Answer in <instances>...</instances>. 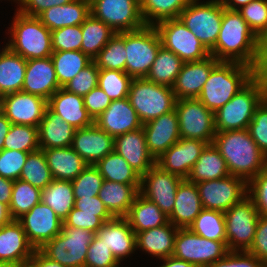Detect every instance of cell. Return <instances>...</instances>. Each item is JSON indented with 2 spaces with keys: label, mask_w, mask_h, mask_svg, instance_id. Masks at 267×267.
<instances>
[{
  "label": "cell",
  "mask_w": 267,
  "mask_h": 267,
  "mask_svg": "<svg viewBox=\"0 0 267 267\" xmlns=\"http://www.w3.org/2000/svg\"><path fill=\"white\" fill-rule=\"evenodd\" d=\"M267 59V31L258 37L257 58Z\"/></svg>",
  "instance_id": "cell-69"
},
{
  "label": "cell",
  "mask_w": 267,
  "mask_h": 267,
  "mask_svg": "<svg viewBox=\"0 0 267 267\" xmlns=\"http://www.w3.org/2000/svg\"><path fill=\"white\" fill-rule=\"evenodd\" d=\"M94 123L112 137L135 131L143 126L128 98L112 101Z\"/></svg>",
  "instance_id": "cell-25"
},
{
  "label": "cell",
  "mask_w": 267,
  "mask_h": 267,
  "mask_svg": "<svg viewBox=\"0 0 267 267\" xmlns=\"http://www.w3.org/2000/svg\"><path fill=\"white\" fill-rule=\"evenodd\" d=\"M38 267H65L60 263L52 261L44 256L39 250H35L31 258Z\"/></svg>",
  "instance_id": "cell-66"
},
{
  "label": "cell",
  "mask_w": 267,
  "mask_h": 267,
  "mask_svg": "<svg viewBox=\"0 0 267 267\" xmlns=\"http://www.w3.org/2000/svg\"><path fill=\"white\" fill-rule=\"evenodd\" d=\"M99 68L92 61L82 69L70 82L63 88L68 92L84 97L92 89L98 86Z\"/></svg>",
  "instance_id": "cell-53"
},
{
  "label": "cell",
  "mask_w": 267,
  "mask_h": 267,
  "mask_svg": "<svg viewBox=\"0 0 267 267\" xmlns=\"http://www.w3.org/2000/svg\"><path fill=\"white\" fill-rule=\"evenodd\" d=\"M155 28L162 46L175 53L184 63L203 60L210 56L202 42L179 18L161 21Z\"/></svg>",
  "instance_id": "cell-13"
},
{
  "label": "cell",
  "mask_w": 267,
  "mask_h": 267,
  "mask_svg": "<svg viewBox=\"0 0 267 267\" xmlns=\"http://www.w3.org/2000/svg\"><path fill=\"white\" fill-rule=\"evenodd\" d=\"M16 267H38V266L32 259H29L16 264Z\"/></svg>",
  "instance_id": "cell-72"
},
{
  "label": "cell",
  "mask_w": 267,
  "mask_h": 267,
  "mask_svg": "<svg viewBox=\"0 0 267 267\" xmlns=\"http://www.w3.org/2000/svg\"><path fill=\"white\" fill-rule=\"evenodd\" d=\"M81 51L94 60L116 34L107 24L90 14L81 24Z\"/></svg>",
  "instance_id": "cell-38"
},
{
  "label": "cell",
  "mask_w": 267,
  "mask_h": 267,
  "mask_svg": "<svg viewBox=\"0 0 267 267\" xmlns=\"http://www.w3.org/2000/svg\"><path fill=\"white\" fill-rule=\"evenodd\" d=\"M84 106L88 115L95 121L111 104L112 100L99 87L96 86L84 97Z\"/></svg>",
  "instance_id": "cell-60"
},
{
  "label": "cell",
  "mask_w": 267,
  "mask_h": 267,
  "mask_svg": "<svg viewBox=\"0 0 267 267\" xmlns=\"http://www.w3.org/2000/svg\"><path fill=\"white\" fill-rule=\"evenodd\" d=\"M126 50L124 32L116 33L93 60L99 69L125 72Z\"/></svg>",
  "instance_id": "cell-47"
},
{
  "label": "cell",
  "mask_w": 267,
  "mask_h": 267,
  "mask_svg": "<svg viewBox=\"0 0 267 267\" xmlns=\"http://www.w3.org/2000/svg\"><path fill=\"white\" fill-rule=\"evenodd\" d=\"M90 12L116 33L134 31L146 25L139 0H90Z\"/></svg>",
  "instance_id": "cell-14"
},
{
  "label": "cell",
  "mask_w": 267,
  "mask_h": 267,
  "mask_svg": "<svg viewBox=\"0 0 267 267\" xmlns=\"http://www.w3.org/2000/svg\"><path fill=\"white\" fill-rule=\"evenodd\" d=\"M114 151L121 155L140 176L156 164V160L148 151L142 127L114 137Z\"/></svg>",
  "instance_id": "cell-24"
},
{
  "label": "cell",
  "mask_w": 267,
  "mask_h": 267,
  "mask_svg": "<svg viewBox=\"0 0 267 267\" xmlns=\"http://www.w3.org/2000/svg\"><path fill=\"white\" fill-rule=\"evenodd\" d=\"M162 261H164L163 265H161L160 267H197L193 264H191L190 262H186L184 260H180L175 258L174 256H170L167 258H162Z\"/></svg>",
  "instance_id": "cell-68"
},
{
  "label": "cell",
  "mask_w": 267,
  "mask_h": 267,
  "mask_svg": "<svg viewBox=\"0 0 267 267\" xmlns=\"http://www.w3.org/2000/svg\"><path fill=\"white\" fill-rule=\"evenodd\" d=\"M11 40L6 46L26 60L51 57V31L38 17L16 12L11 28Z\"/></svg>",
  "instance_id": "cell-4"
},
{
  "label": "cell",
  "mask_w": 267,
  "mask_h": 267,
  "mask_svg": "<svg viewBox=\"0 0 267 267\" xmlns=\"http://www.w3.org/2000/svg\"><path fill=\"white\" fill-rule=\"evenodd\" d=\"M238 12L257 37L267 31V0H254Z\"/></svg>",
  "instance_id": "cell-51"
},
{
  "label": "cell",
  "mask_w": 267,
  "mask_h": 267,
  "mask_svg": "<svg viewBox=\"0 0 267 267\" xmlns=\"http://www.w3.org/2000/svg\"><path fill=\"white\" fill-rule=\"evenodd\" d=\"M139 189L140 184H123L104 180L98 197L114 217H125Z\"/></svg>",
  "instance_id": "cell-34"
},
{
  "label": "cell",
  "mask_w": 267,
  "mask_h": 267,
  "mask_svg": "<svg viewBox=\"0 0 267 267\" xmlns=\"http://www.w3.org/2000/svg\"><path fill=\"white\" fill-rule=\"evenodd\" d=\"M247 129L253 141L267 157V101L263 100L256 108Z\"/></svg>",
  "instance_id": "cell-55"
},
{
  "label": "cell",
  "mask_w": 267,
  "mask_h": 267,
  "mask_svg": "<svg viewBox=\"0 0 267 267\" xmlns=\"http://www.w3.org/2000/svg\"><path fill=\"white\" fill-rule=\"evenodd\" d=\"M47 108V100L22 91L0 98V111L12 124L38 127Z\"/></svg>",
  "instance_id": "cell-18"
},
{
  "label": "cell",
  "mask_w": 267,
  "mask_h": 267,
  "mask_svg": "<svg viewBox=\"0 0 267 267\" xmlns=\"http://www.w3.org/2000/svg\"><path fill=\"white\" fill-rule=\"evenodd\" d=\"M206 145L198 139L180 138L156 160V165L166 172L187 179Z\"/></svg>",
  "instance_id": "cell-19"
},
{
  "label": "cell",
  "mask_w": 267,
  "mask_h": 267,
  "mask_svg": "<svg viewBox=\"0 0 267 267\" xmlns=\"http://www.w3.org/2000/svg\"><path fill=\"white\" fill-rule=\"evenodd\" d=\"M253 78V68L238 62L220 61L210 72L198 100L215 113Z\"/></svg>",
  "instance_id": "cell-3"
},
{
  "label": "cell",
  "mask_w": 267,
  "mask_h": 267,
  "mask_svg": "<svg viewBox=\"0 0 267 267\" xmlns=\"http://www.w3.org/2000/svg\"><path fill=\"white\" fill-rule=\"evenodd\" d=\"M51 42L53 51H81V25L66 26L51 31Z\"/></svg>",
  "instance_id": "cell-52"
},
{
  "label": "cell",
  "mask_w": 267,
  "mask_h": 267,
  "mask_svg": "<svg viewBox=\"0 0 267 267\" xmlns=\"http://www.w3.org/2000/svg\"><path fill=\"white\" fill-rule=\"evenodd\" d=\"M230 175L226 161L213 143L207 144L194 164L187 180L198 183L216 180Z\"/></svg>",
  "instance_id": "cell-37"
},
{
  "label": "cell",
  "mask_w": 267,
  "mask_h": 267,
  "mask_svg": "<svg viewBox=\"0 0 267 267\" xmlns=\"http://www.w3.org/2000/svg\"><path fill=\"white\" fill-rule=\"evenodd\" d=\"M12 123L0 111V152L4 149L5 137L7 136Z\"/></svg>",
  "instance_id": "cell-67"
},
{
  "label": "cell",
  "mask_w": 267,
  "mask_h": 267,
  "mask_svg": "<svg viewBox=\"0 0 267 267\" xmlns=\"http://www.w3.org/2000/svg\"><path fill=\"white\" fill-rule=\"evenodd\" d=\"M95 233L62 225L61 232L38 249L48 259L65 267H84L88 247Z\"/></svg>",
  "instance_id": "cell-8"
},
{
  "label": "cell",
  "mask_w": 267,
  "mask_h": 267,
  "mask_svg": "<svg viewBox=\"0 0 267 267\" xmlns=\"http://www.w3.org/2000/svg\"><path fill=\"white\" fill-rule=\"evenodd\" d=\"M71 147L88 165H95L114 151V137L93 123L76 129Z\"/></svg>",
  "instance_id": "cell-22"
},
{
  "label": "cell",
  "mask_w": 267,
  "mask_h": 267,
  "mask_svg": "<svg viewBox=\"0 0 267 267\" xmlns=\"http://www.w3.org/2000/svg\"><path fill=\"white\" fill-rule=\"evenodd\" d=\"M110 248L96 234L87 250L84 267H119Z\"/></svg>",
  "instance_id": "cell-54"
},
{
  "label": "cell",
  "mask_w": 267,
  "mask_h": 267,
  "mask_svg": "<svg viewBox=\"0 0 267 267\" xmlns=\"http://www.w3.org/2000/svg\"><path fill=\"white\" fill-rule=\"evenodd\" d=\"M51 58L61 88L93 61L82 51L77 50L53 51Z\"/></svg>",
  "instance_id": "cell-41"
},
{
  "label": "cell",
  "mask_w": 267,
  "mask_h": 267,
  "mask_svg": "<svg viewBox=\"0 0 267 267\" xmlns=\"http://www.w3.org/2000/svg\"><path fill=\"white\" fill-rule=\"evenodd\" d=\"M228 251H247L254 239L259 212L247 195L224 212Z\"/></svg>",
  "instance_id": "cell-10"
},
{
  "label": "cell",
  "mask_w": 267,
  "mask_h": 267,
  "mask_svg": "<svg viewBox=\"0 0 267 267\" xmlns=\"http://www.w3.org/2000/svg\"><path fill=\"white\" fill-rule=\"evenodd\" d=\"M208 267H265V262L247 251H228L222 259Z\"/></svg>",
  "instance_id": "cell-58"
},
{
  "label": "cell",
  "mask_w": 267,
  "mask_h": 267,
  "mask_svg": "<svg viewBox=\"0 0 267 267\" xmlns=\"http://www.w3.org/2000/svg\"><path fill=\"white\" fill-rule=\"evenodd\" d=\"M258 82L252 78L231 100L214 113L216 133L247 129L263 101Z\"/></svg>",
  "instance_id": "cell-6"
},
{
  "label": "cell",
  "mask_w": 267,
  "mask_h": 267,
  "mask_svg": "<svg viewBox=\"0 0 267 267\" xmlns=\"http://www.w3.org/2000/svg\"><path fill=\"white\" fill-rule=\"evenodd\" d=\"M132 79L124 71L99 69L98 86L114 101L128 97Z\"/></svg>",
  "instance_id": "cell-49"
},
{
  "label": "cell",
  "mask_w": 267,
  "mask_h": 267,
  "mask_svg": "<svg viewBox=\"0 0 267 267\" xmlns=\"http://www.w3.org/2000/svg\"><path fill=\"white\" fill-rule=\"evenodd\" d=\"M28 152L3 149L0 152V176L11 180L20 178Z\"/></svg>",
  "instance_id": "cell-56"
},
{
  "label": "cell",
  "mask_w": 267,
  "mask_h": 267,
  "mask_svg": "<svg viewBox=\"0 0 267 267\" xmlns=\"http://www.w3.org/2000/svg\"><path fill=\"white\" fill-rule=\"evenodd\" d=\"M197 1L199 0H191L178 18L210 52L220 32L223 4L221 0H210L204 3Z\"/></svg>",
  "instance_id": "cell-9"
},
{
  "label": "cell",
  "mask_w": 267,
  "mask_h": 267,
  "mask_svg": "<svg viewBox=\"0 0 267 267\" xmlns=\"http://www.w3.org/2000/svg\"><path fill=\"white\" fill-rule=\"evenodd\" d=\"M72 0H19L17 11L23 15L38 17L45 10L70 3Z\"/></svg>",
  "instance_id": "cell-63"
},
{
  "label": "cell",
  "mask_w": 267,
  "mask_h": 267,
  "mask_svg": "<svg viewBox=\"0 0 267 267\" xmlns=\"http://www.w3.org/2000/svg\"><path fill=\"white\" fill-rule=\"evenodd\" d=\"M30 244L35 250L51 241L62 229L63 220L54 210L40 201L30 211L18 219Z\"/></svg>",
  "instance_id": "cell-17"
},
{
  "label": "cell",
  "mask_w": 267,
  "mask_h": 267,
  "mask_svg": "<svg viewBox=\"0 0 267 267\" xmlns=\"http://www.w3.org/2000/svg\"><path fill=\"white\" fill-rule=\"evenodd\" d=\"M96 235L110 248L119 263L137 250L136 233L125 217H114L104 222Z\"/></svg>",
  "instance_id": "cell-26"
},
{
  "label": "cell",
  "mask_w": 267,
  "mask_h": 267,
  "mask_svg": "<svg viewBox=\"0 0 267 267\" xmlns=\"http://www.w3.org/2000/svg\"><path fill=\"white\" fill-rule=\"evenodd\" d=\"M53 179L72 181L87 163L72 147L42 149Z\"/></svg>",
  "instance_id": "cell-32"
},
{
  "label": "cell",
  "mask_w": 267,
  "mask_h": 267,
  "mask_svg": "<svg viewBox=\"0 0 267 267\" xmlns=\"http://www.w3.org/2000/svg\"><path fill=\"white\" fill-rule=\"evenodd\" d=\"M214 56L183 63L172 90L176 99L198 98L210 72L219 63Z\"/></svg>",
  "instance_id": "cell-21"
},
{
  "label": "cell",
  "mask_w": 267,
  "mask_h": 267,
  "mask_svg": "<svg viewBox=\"0 0 267 267\" xmlns=\"http://www.w3.org/2000/svg\"><path fill=\"white\" fill-rule=\"evenodd\" d=\"M127 98L142 124L174 110L177 101L172 87L145 78L132 79Z\"/></svg>",
  "instance_id": "cell-5"
},
{
  "label": "cell",
  "mask_w": 267,
  "mask_h": 267,
  "mask_svg": "<svg viewBox=\"0 0 267 267\" xmlns=\"http://www.w3.org/2000/svg\"><path fill=\"white\" fill-rule=\"evenodd\" d=\"M213 144L226 161L230 175L247 183L267 167V157L253 141L248 129L218 132Z\"/></svg>",
  "instance_id": "cell-1"
},
{
  "label": "cell",
  "mask_w": 267,
  "mask_h": 267,
  "mask_svg": "<svg viewBox=\"0 0 267 267\" xmlns=\"http://www.w3.org/2000/svg\"><path fill=\"white\" fill-rule=\"evenodd\" d=\"M253 68V78L258 82L264 101H267V59H256Z\"/></svg>",
  "instance_id": "cell-64"
},
{
  "label": "cell",
  "mask_w": 267,
  "mask_h": 267,
  "mask_svg": "<svg viewBox=\"0 0 267 267\" xmlns=\"http://www.w3.org/2000/svg\"><path fill=\"white\" fill-rule=\"evenodd\" d=\"M9 206L0 202V227L12 221Z\"/></svg>",
  "instance_id": "cell-71"
},
{
  "label": "cell",
  "mask_w": 267,
  "mask_h": 267,
  "mask_svg": "<svg viewBox=\"0 0 267 267\" xmlns=\"http://www.w3.org/2000/svg\"><path fill=\"white\" fill-rule=\"evenodd\" d=\"M41 201L64 220L74 208L75 197L71 181L53 179L41 190Z\"/></svg>",
  "instance_id": "cell-39"
},
{
  "label": "cell",
  "mask_w": 267,
  "mask_h": 267,
  "mask_svg": "<svg viewBox=\"0 0 267 267\" xmlns=\"http://www.w3.org/2000/svg\"><path fill=\"white\" fill-rule=\"evenodd\" d=\"M142 128L148 151L155 160L181 138L175 109L143 124Z\"/></svg>",
  "instance_id": "cell-20"
},
{
  "label": "cell",
  "mask_w": 267,
  "mask_h": 267,
  "mask_svg": "<svg viewBox=\"0 0 267 267\" xmlns=\"http://www.w3.org/2000/svg\"><path fill=\"white\" fill-rule=\"evenodd\" d=\"M183 180L155 164L141 176L139 193L154 202L163 213L169 216L174 207L177 189Z\"/></svg>",
  "instance_id": "cell-16"
},
{
  "label": "cell",
  "mask_w": 267,
  "mask_h": 267,
  "mask_svg": "<svg viewBox=\"0 0 267 267\" xmlns=\"http://www.w3.org/2000/svg\"><path fill=\"white\" fill-rule=\"evenodd\" d=\"M90 14V0H72L68 4L45 10L38 18L50 31H54L66 26L81 25Z\"/></svg>",
  "instance_id": "cell-30"
},
{
  "label": "cell",
  "mask_w": 267,
  "mask_h": 267,
  "mask_svg": "<svg viewBox=\"0 0 267 267\" xmlns=\"http://www.w3.org/2000/svg\"><path fill=\"white\" fill-rule=\"evenodd\" d=\"M183 63L175 53L161 46L145 79L172 87Z\"/></svg>",
  "instance_id": "cell-40"
},
{
  "label": "cell",
  "mask_w": 267,
  "mask_h": 267,
  "mask_svg": "<svg viewBox=\"0 0 267 267\" xmlns=\"http://www.w3.org/2000/svg\"><path fill=\"white\" fill-rule=\"evenodd\" d=\"M258 37L238 11L223 7L220 32L210 55L219 61L238 62L254 66L257 58Z\"/></svg>",
  "instance_id": "cell-2"
},
{
  "label": "cell",
  "mask_w": 267,
  "mask_h": 267,
  "mask_svg": "<svg viewBox=\"0 0 267 267\" xmlns=\"http://www.w3.org/2000/svg\"><path fill=\"white\" fill-rule=\"evenodd\" d=\"M75 131L73 126L47 108L38 125L39 147L40 149L70 147Z\"/></svg>",
  "instance_id": "cell-31"
},
{
  "label": "cell",
  "mask_w": 267,
  "mask_h": 267,
  "mask_svg": "<svg viewBox=\"0 0 267 267\" xmlns=\"http://www.w3.org/2000/svg\"><path fill=\"white\" fill-rule=\"evenodd\" d=\"M228 253L227 241L209 240L193 233L189 228L176 232L175 258L190 262L197 267H208Z\"/></svg>",
  "instance_id": "cell-11"
},
{
  "label": "cell",
  "mask_w": 267,
  "mask_h": 267,
  "mask_svg": "<svg viewBox=\"0 0 267 267\" xmlns=\"http://www.w3.org/2000/svg\"><path fill=\"white\" fill-rule=\"evenodd\" d=\"M34 251L18 220L0 227V261L18 264L31 259Z\"/></svg>",
  "instance_id": "cell-29"
},
{
  "label": "cell",
  "mask_w": 267,
  "mask_h": 267,
  "mask_svg": "<svg viewBox=\"0 0 267 267\" xmlns=\"http://www.w3.org/2000/svg\"><path fill=\"white\" fill-rule=\"evenodd\" d=\"M4 149L28 153L39 150L38 127L12 124L5 137Z\"/></svg>",
  "instance_id": "cell-48"
},
{
  "label": "cell",
  "mask_w": 267,
  "mask_h": 267,
  "mask_svg": "<svg viewBox=\"0 0 267 267\" xmlns=\"http://www.w3.org/2000/svg\"><path fill=\"white\" fill-rule=\"evenodd\" d=\"M247 195L253 200L259 215L267 216V167L247 183Z\"/></svg>",
  "instance_id": "cell-57"
},
{
  "label": "cell",
  "mask_w": 267,
  "mask_h": 267,
  "mask_svg": "<svg viewBox=\"0 0 267 267\" xmlns=\"http://www.w3.org/2000/svg\"><path fill=\"white\" fill-rule=\"evenodd\" d=\"M26 59L12 52L7 46L0 52V98L22 91Z\"/></svg>",
  "instance_id": "cell-35"
},
{
  "label": "cell",
  "mask_w": 267,
  "mask_h": 267,
  "mask_svg": "<svg viewBox=\"0 0 267 267\" xmlns=\"http://www.w3.org/2000/svg\"><path fill=\"white\" fill-rule=\"evenodd\" d=\"M181 138L213 143L216 129L214 113L197 98L178 99L175 104Z\"/></svg>",
  "instance_id": "cell-12"
},
{
  "label": "cell",
  "mask_w": 267,
  "mask_h": 267,
  "mask_svg": "<svg viewBox=\"0 0 267 267\" xmlns=\"http://www.w3.org/2000/svg\"><path fill=\"white\" fill-rule=\"evenodd\" d=\"M254 0H221L223 7L228 10L238 11Z\"/></svg>",
  "instance_id": "cell-70"
},
{
  "label": "cell",
  "mask_w": 267,
  "mask_h": 267,
  "mask_svg": "<svg viewBox=\"0 0 267 267\" xmlns=\"http://www.w3.org/2000/svg\"><path fill=\"white\" fill-rule=\"evenodd\" d=\"M203 210L196 183L184 179L177 189L172 213L168 216L178 229L189 228Z\"/></svg>",
  "instance_id": "cell-28"
},
{
  "label": "cell",
  "mask_w": 267,
  "mask_h": 267,
  "mask_svg": "<svg viewBox=\"0 0 267 267\" xmlns=\"http://www.w3.org/2000/svg\"><path fill=\"white\" fill-rule=\"evenodd\" d=\"M48 108L75 129L91 126L94 121L88 115L82 96L59 88L48 100Z\"/></svg>",
  "instance_id": "cell-27"
},
{
  "label": "cell",
  "mask_w": 267,
  "mask_h": 267,
  "mask_svg": "<svg viewBox=\"0 0 267 267\" xmlns=\"http://www.w3.org/2000/svg\"><path fill=\"white\" fill-rule=\"evenodd\" d=\"M61 88L51 57L26 60V71L22 92L49 100Z\"/></svg>",
  "instance_id": "cell-23"
},
{
  "label": "cell",
  "mask_w": 267,
  "mask_h": 267,
  "mask_svg": "<svg viewBox=\"0 0 267 267\" xmlns=\"http://www.w3.org/2000/svg\"><path fill=\"white\" fill-rule=\"evenodd\" d=\"M203 209L227 211L247 196V182L233 175L196 183Z\"/></svg>",
  "instance_id": "cell-15"
},
{
  "label": "cell",
  "mask_w": 267,
  "mask_h": 267,
  "mask_svg": "<svg viewBox=\"0 0 267 267\" xmlns=\"http://www.w3.org/2000/svg\"><path fill=\"white\" fill-rule=\"evenodd\" d=\"M189 229L200 237L227 241L224 213L216 210L203 209L195 218Z\"/></svg>",
  "instance_id": "cell-44"
},
{
  "label": "cell",
  "mask_w": 267,
  "mask_h": 267,
  "mask_svg": "<svg viewBox=\"0 0 267 267\" xmlns=\"http://www.w3.org/2000/svg\"><path fill=\"white\" fill-rule=\"evenodd\" d=\"M162 46L155 26L124 32L125 72L132 78H145Z\"/></svg>",
  "instance_id": "cell-7"
},
{
  "label": "cell",
  "mask_w": 267,
  "mask_h": 267,
  "mask_svg": "<svg viewBox=\"0 0 267 267\" xmlns=\"http://www.w3.org/2000/svg\"><path fill=\"white\" fill-rule=\"evenodd\" d=\"M41 201V190L21 179L14 180L9 211L13 220H18Z\"/></svg>",
  "instance_id": "cell-45"
},
{
  "label": "cell",
  "mask_w": 267,
  "mask_h": 267,
  "mask_svg": "<svg viewBox=\"0 0 267 267\" xmlns=\"http://www.w3.org/2000/svg\"><path fill=\"white\" fill-rule=\"evenodd\" d=\"M104 221L95 214L78 213L77 208H73L63 220V225L70 228L87 229L96 234Z\"/></svg>",
  "instance_id": "cell-59"
},
{
  "label": "cell",
  "mask_w": 267,
  "mask_h": 267,
  "mask_svg": "<svg viewBox=\"0 0 267 267\" xmlns=\"http://www.w3.org/2000/svg\"><path fill=\"white\" fill-rule=\"evenodd\" d=\"M0 267H16V264L6 261H0Z\"/></svg>",
  "instance_id": "cell-73"
},
{
  "label": "cell",
  "mask_w": 267,
  "mask_h": 267,
  "mask_svg": "<svg viewBox=\"0 0 267 267\" xmlns=\"http://www.w3.org/2000/svg\"><path fill=\"white\" fill-rule=\"evenodd\" d=\"M95 166L106 181L123 184H140L141 176L115 151L101 159Z\"/></svg>",
  "instance_id": "cell-43"
},
{
  "label": "cell",
  "mask_w": 267,
  "mask_h": 267,
  "mask_svg": "<svg viewBox=\"0 0 267 267\" xmlns=\"http://www.w3.org/2000/svg\"><path fill=\"white\" fill-rule=\"evenodd\" d=\"M14 180L0 176V202L9 206Z\"/></svg>",
  "instance_id": "cell-65"
},
{
  "label": "cell",
  "mask_w": 267,
  "mask_h": 267,
  "mask_svg": "<svg viewBox=\"0 0 267 267\" xmlns=\"http://www.w3.org/2000/svg\"><path fill=\"white\" fill-rule=\"evenodd\" d=\"M19 179L30 183L40 190L52 182L53 178L50 168L42 149L28 153Z\"/></svg>",
  "instance_id": "cell-46"
},
{
  "label": "cell",
  "mask_w": 267,
  "mask_h": 267,
  "mask_svg": "<svg viewBox=\"0 0 267 267\" xmlns=\"http://www.w3.org/2000/svg\"><path fill=\"white\" fill-rule=\"evenodd\" d=\"M247 252L263 262L267 261V216L259 215L254 239Z\"/></svg>",
  "instance_id": "cell-61"
},
{
  "label": "cell",
  "mask_w": 267,
  "mask_h": 267,
  "mask_svg": "<svg viewBox=\"0 0 267 267\" xmlns=\"http://www.w3.org/2000/svg\"><path fill=\"white\" fill-rule=\"evenodd\" d=\"M125 218L136 234L169 222L168 216L140 193L137 194Z\"/></svg>",
  "instance_id": "cell-36"
},
{
  "label": "cell",
  "mask_w": 267,
  "mask_h": 267,
  "mask_svg": "<svg viewBox=\"0 0 267 267\" xmlns=\"http://www.w3.org/2000/svg\"><path fill=\"white\" fill-rule=\"evenodd\" d=\"M74 207L78 209V213L95 214L104 222L114 218L98 196L90 198H75Z\"/></svg>",
  "instance_id": "cell-62"
},
{
  "label": "cell",
  "mask_w": 267,
  "mask_h": 267,
  "mask_svg": "<svg viewBox=\"0 0 267 267\" xmlns=\"http://www.w3.org/2000/svg\"><path fill=\"white\" fill-rule=\"evenodd\" d=\"M104 178L95 165L87 167L71 181L75 198H90L98 196Z\"/></svg>",
  "instance_id": "cell-50"
},
{
  "label": "cell",
  "mask_w": 267,
  "mask_h": 267,
  "mask_svg": "<svg viewBox=\"0 0 267 267\" xmlns=\"http://www.w3.org/2000/svg\"><path fill=\"white\" fill-rule=\"evenodd\" d=\"M143 21L146 25L178 18L191 0H139Z\"/></svg>",
  "instance_id": "cell-42"
},
{
  "label": "cell",
  "mask_w": 267,
  "mask_h": 267,
  "mask_svg": "<svg viewBox=\"0 0 267 267\" xmlns=\"http://www.w3.org/2000/svg\"><path fill=\"white\" fill-rule=\"evenodd\" d=\"M178 228L171 222L136 234L138 249L159 259L173 255Z\"/></svg>",
  "instance_id": "cell-33"
}]
</instances>
